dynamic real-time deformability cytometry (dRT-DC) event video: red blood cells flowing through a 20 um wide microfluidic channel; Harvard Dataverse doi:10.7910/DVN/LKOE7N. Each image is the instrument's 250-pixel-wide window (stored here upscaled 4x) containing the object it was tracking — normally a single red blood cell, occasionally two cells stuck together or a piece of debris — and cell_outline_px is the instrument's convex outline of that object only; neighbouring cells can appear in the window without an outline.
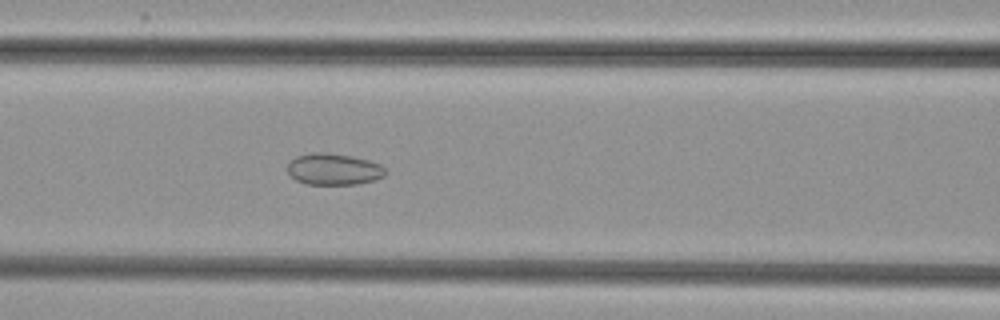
{"species": "common noctule bat (a hibernating species)", "species_latin": "Nyctalus noctula", "temperature_condition": "cold", "stored_images_in_passage": 38, "camera_frame_rate_fps": 3000, "um_per_image_px": 0.085, "animal": {"sex": "female", "body_mass_g": 29.2, "forearm_length_mm": 56.3}, "frame": {"image": 1, "passage_image": 8, "time_ms": 2.333, "image_size_px": [1000, 320], "cell_outline_px": [[388, 172], [384, 176], [376, 180], [356, 184], [304, 184], [296, 180], [288, 172], [288, 164], [296, 156], [312, 152], [324, 152], [352, 156], [368, 160], [380, 164]], "centroid_in_image_um": [28.38, 14.38], "position_along_channel_um": 138.2, "area_um2": 18.03}}
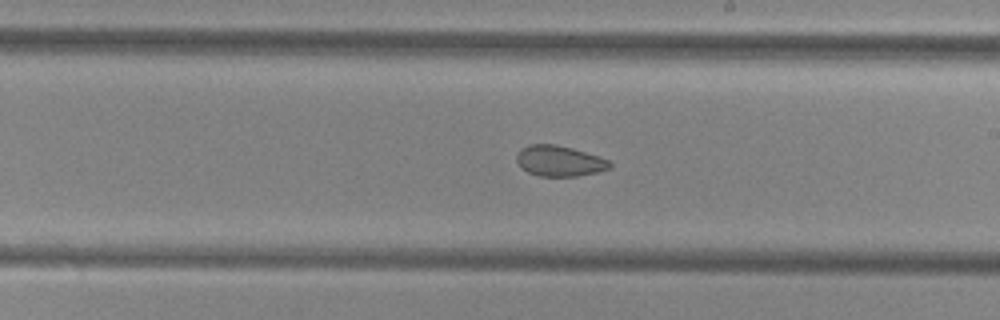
{"frame": {"image": 2, "passage_image": 16, "time_ms": 5.0, "image_size_px": [1000, 320], "cell_outline_px": [[612, 168], [596, 172], [576, 176], [540, 176], [528, 172], [520, 168], [516, 160], [516, 156], [520, 148], [528, 144], [556, 144], [572, 148], [608, 160], [612, 164]], "centroid_in_image_um": [47.5, 13.68], "position_along_channel_um": 241.5, "area_um2": 16.65}}
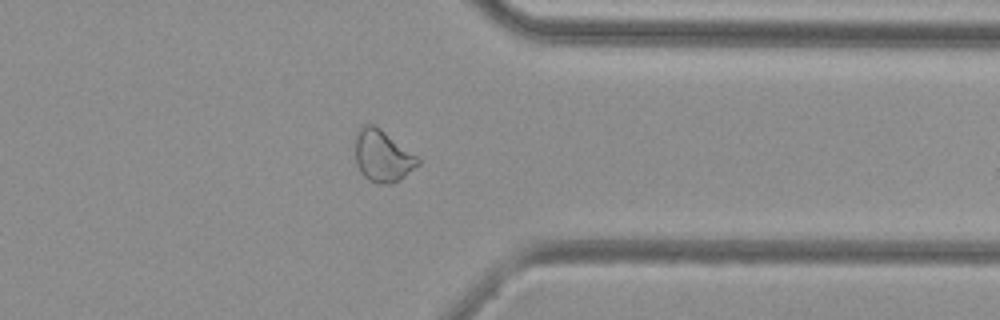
{"frame": {"image": 3, "passage_image": 27, "time_ms": 8.667, "image_size_px": [1000, 320], "cell_outline_px": [[420, 164], [400, 180], [392, 184], [376, 184], [368, 180], [360, 172], [356, 164], [356, 136], [360, 128], [364, 124], [372, 124], [380, 128], [416, 156], [420, 160]], "centroid_in_image_um": [32.51, 13.29], "position_along_channel_um": 378.9, "area_um2": 18.79}}